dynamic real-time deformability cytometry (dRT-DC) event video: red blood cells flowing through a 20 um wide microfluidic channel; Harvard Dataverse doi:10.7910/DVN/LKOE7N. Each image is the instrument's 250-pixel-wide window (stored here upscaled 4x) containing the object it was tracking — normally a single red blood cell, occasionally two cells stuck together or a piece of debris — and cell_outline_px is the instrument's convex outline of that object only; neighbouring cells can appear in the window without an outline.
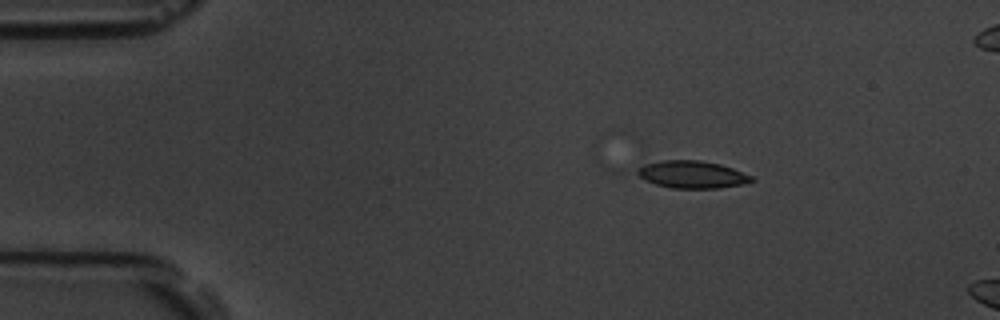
{"species": "common noctule bat (a hibernating species)", "species_latin": "Nyctalus noctula", "temperature_condition": "room temperature", "stored_images_in_passage": 5, "camera_frame_rate_fps": 3000, "um_per_image_px": 0.085, "animal": {"sex": "male", "body_mass_g": 19.5, "forearm_length_mm": 54.6}, "frame": {"image": 1, "passage_image": 2, "time_ms": 1.333, "image_size_px": [1000, 320], "cell_outline_px": [[756, 180], [744, 184], [720, 188], [672, 188], [656, 184], [644, 180], [636, 172], [644, 164], [660, 160], [700, 160], [720, 164], [732, 168], [752, 176]], "centroid_in_image_um": [58.85, 14.83], "position_along_channel_um": 26.2, "area_um2": 18.21}}